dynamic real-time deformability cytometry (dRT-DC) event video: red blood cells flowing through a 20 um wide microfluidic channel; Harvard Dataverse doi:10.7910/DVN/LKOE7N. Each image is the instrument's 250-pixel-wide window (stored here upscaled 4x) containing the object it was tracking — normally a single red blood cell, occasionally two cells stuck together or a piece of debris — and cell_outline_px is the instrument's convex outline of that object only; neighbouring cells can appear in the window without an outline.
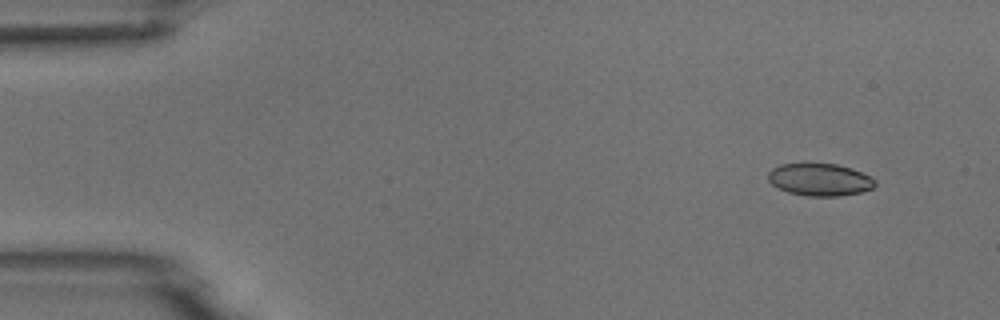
{"species": "common noctule bat (a hibernating species)", "species_latin": "Nyctalus noctula", "temperature_condition": "room temperature", "stored_images_in_passage": 4, "camera_frame_rate_fps": 3000, "um_per_image_px": 0.085, "animal": {"sex": "male", "body_mass_g": 18.8}, "frame": {"image": 1, "passage_image": 1, "time_ms": 0.0, "image_size_px": [1000, 320], "cell_outline_px": [[876, 184], [872, 188], [860, 192], [840, 196], [804, 196], [788, 192], [772, 184], [768, 180], [768, 172], [772, 168], [780, 164], [836, 164], [852, 168], [872, 176], [876, 180]], "centroid_in_image_um": [69.7, 15.27], "position_along_channel_um": 15.3, "area_um2": 20.23}}
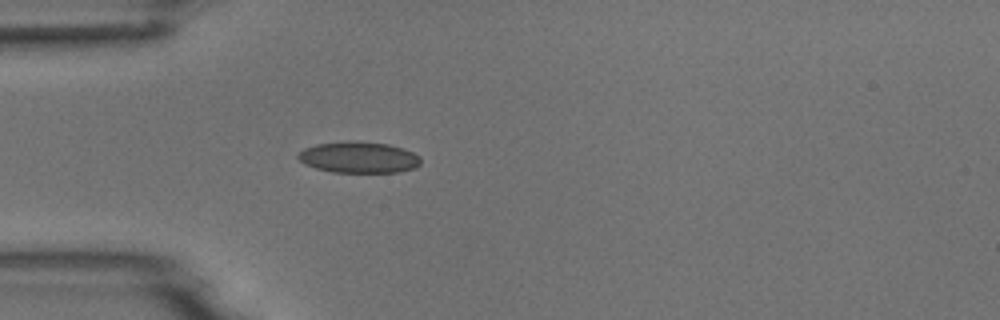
{"frame": {"image": 2, "passage_image": 4, "time_ms": 3.667, "image_size_px": [1000, 320], "cell_outline_px": [[420, 164], [416, 168], [396, 172], [332, 172], [316, 168], [304, 164], [296, 156], [304, 148], [316, 144], [348, 140], [388, 144], [412, 152], [420, 156]], "centroid_in_image_um": [30.47, 13.37], "position_along_channel_um": 54.5, "area_um2": 22.31}}